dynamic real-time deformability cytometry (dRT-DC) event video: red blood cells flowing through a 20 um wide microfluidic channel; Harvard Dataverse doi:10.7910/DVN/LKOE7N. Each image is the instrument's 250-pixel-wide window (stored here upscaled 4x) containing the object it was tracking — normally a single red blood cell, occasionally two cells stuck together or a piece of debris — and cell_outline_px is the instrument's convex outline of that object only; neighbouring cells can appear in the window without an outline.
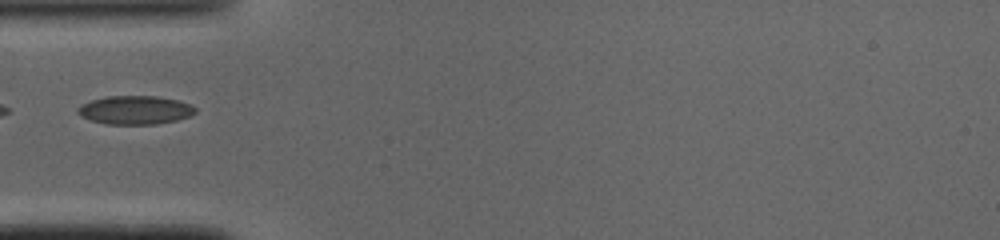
{"species": "common noctule bat (a hibernating species)", "species_latin": "Nyctalus noctula", "temperature_condition": "cold", "stored_images_in_passage": 31, "camera_frame_rate_fps": 3000, "um_per_image_px": 0.085, "animal": {"sex": "male", "body_mass_g": 19.0, "forearm_length_mm": 50.8}, "frame": {"image": 1, "passage_image": 1, "time_ms": 0.0, "image_size_px": [1000, 240], "cell_outline_px": [[196, 112], [188, 116], [176, 120], [156, 124], [108, 124], [92, 120], [80, 116], [76, 112], [76, 108], [80, 104], [104, 96], [156, 96], [176, 100], [188, 104], [196, 108]], "centroid_in_image_um": [11.43, 9.35], "position_along_channel_um": 73.6, "area_um2": 19.48}}